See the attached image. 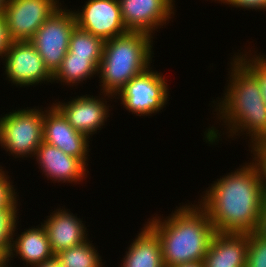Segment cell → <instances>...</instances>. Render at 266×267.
<instances>
[{
	"mask_svg": "<svg viewBox=\"0 0 266 267\" xmlns=\"http://www.w3.org/2000/svg\"><path fill=\"white\" fill-rule=\"evenodd\" d=\"M232 54L230 64L227 63L228 83L224 86L223 96L211 101L214 104L212 111L216 112L212 114L217 115L214 116L215 121L220 122L222 129L219 132L218 127L212 124L203 132V140L209 146L218 145L225 135L226 140L246 135L244 139L248 137V145L266 139V102L259 78L235 53Z\"/></svg>",
	"mask_w": 266,
	"mask_h": 267,
	"instance_id": "6da1fadb",
	"label": "cell"
},
{
	"mask_svg": "<svg viewBox=\"0 0 266 267\" xmlns=\"http://www.w3.org/2000/svg\"><path fill=\"white\" fill-rule=\"evenodd\" d=\"M242 164L213 181L197 200L215 232L251 233L258 228L266 193L255 166L249 160Z\"/></svg>",
	"mask_w": 266,
	"mask_h": 267,
	"instance_id": "7a4b0ae2",
	"label": "cell"
},
{
	"mask_svg": "<svg viewBox=\"0 0 266 267\" xmlns=\"http://www.w3.org/2000/svg\"><path fill=\"white\" fill-rule=\"evenodd\" d=\"M190 202L180 203L169 216L156 214L145 222L160 239L164 267L203 262L215 234L208 213L196 200Z\"/></svg>",
	"mask_w": 266,
	"mask_h": 267,
	"instance_id": "3957f363",
	"label": "cell"
},
{
	"mask_svg": "<svg viewBox=\"0 0 266 267\" xmlns=\"http://www.w3.org/2000/svg\"><path fill=\"white\" fill-rule=\"evenodd\" d=\"M151 35L128 31L104 42L98 69L100 92L114 97L133 78L151 67L154 42Z\"/></svg>",
	"mask_w": 266,
	"mask_h": 267,
	"instance_id": "277c9868",
	"label": "cell"
},
{
	"mask_svg": "<svg viewBox=\"0 0 266 267\" xmlns=\"http://www.w3.org/2000/svg\"><path fill=\"white\" fill-rule=\"evenodd\" d=\"M43 106L26 107L0 115V147L9 156L29 159L43 142Z\"/></svg>",
	"mask_w": 266,
	"mask_h": 267,
	"instance_id": "5b68a950",
	"label": "cell"
},
{
	"mask_svg": "<svg viewBox=\"0 0 266 267\" xmlns=\"http://www.w3.org/2000/svg\"><path fill=\"white\" fill-rule=\"evenodd\" d=\"M162 72L151 67L133 77L115 96L123 108L133 116H154L162 112L169 102L170 91ZM162 110V111H161ZM154 114V115H153Z\"/></svg>",
	"mask_w": 266,
	"mask_h": 267,
	"instance_id": "8992f818",
	"label": "cell"
},
{
	"mask_svg": "<svg viewBox=\"0 0 266 267\" xmlns=\"http://www.w3.org/2000/svg\"><path fill=\"white\" fill-rule=\"evenodd\" d=\"M64 6L66 4L56 9L29 40L52 75L57 72L67 54L70 37L76 27L72 9Z\"/></svg>",
	"mask_w": 266,
	"mask_h": 267,
	"instance_id": "52a82bcc",
	"label": "cell"
},
{
	"mask_svg": "<svg viewBox=\"0 0 266 267\" xmlns=\"http://www.w3.org/2000/svg\"><path fill=\"white\" fill-rule=\"evenodd\" d=\"M2 63L3 75L11 85L27 88L44 83L53 84V75L29 41H12Z\"/></svg>",
	"mask_w": 266,
	"mask_h": 267,
	"instance_id": "ba28073f",
	"label": "cell"
},
{
	"mask_svg": "<svg viewBox=\"0 0 266 267\" xmlns=\"http://www.w3.org/2000/svg\"><path fill=\"white\" fill-rule=\"evenodd\" d=\"M114 98L111 94L99 92L98 96L76 95L67 100L68 102L55 100L52 104L64 115L71 127L91 140L94 134L102 130L107 120H110L109 111L113 108L107 102H112Z\"/></svg>",
	"mask_w": 266,
	"mask_h": 267,
	"instance_id": "9c48e42d",
	"label": "cell"
},
{
	"mask_svg": "<svg viewBox=\"0 0 266 267\" xmlns=\"http://www.w3.org/2000/svg\"><path fill=\"white\" fill-rule=\"evenodd\" d=\"M60 0H8L3 15L12 41H29L58 9ZM63 2V3H61Z\"/></svg>",
	"mask_w": 266,
	"mask_h": 267,
	"instance_id": "30bf717a",
	"label": "cell"
},
{
	"mask_svg": "<svg viewBox=\"0 0 266 267\" xmlns=\"http://www.w3.org/2000/svg\"><path fill=\"white\" fill-rule=\"evenodd\" d=\"M176 0H119L122 19L127 31L155 36L170 23L175 13Z\"/></svg>",
	"mask_w": 266,
	"mask_h": 267,
	"instance_id": "8fae6325",
	"label": "cell"
},
{
	"mask_svg": "<svg viewBox=\"0 0 266 267\" xmlns=\"http://www.w3.org/2000/svg\"><path fill=\"white\" fill-rule=\"evenodd\" d=\"M81 9H72L76 26L104 41L125 34L119 0H87Z\"/></svg>",
	"mask_w": 266,
	"mask_h": 267,
	"instance_id": "7c38bea8",
	"label": "cell"
},
{
	"mask_svg": "<svg viewBox=\"0 0 266 267\" xmlns=\"http://www.w3.org/2000/svg\"><path fill=\"white\" fill-rule=\"evenodd\" d=\"M50 104L44 108L43 141L80 159L88 167L90 139L71 127L64 115Z\"/></svg>",
	"mask_w": 266,
	"mask_h": 267,
	"instance_id": "4fadbf2b",
	"label": "cell"
},
{
	"mask_svg": "<svg viewBox=\"0 0 266 267\" xmlns=\"http://www.w3.org/2000/svg\"><path fill=\"white\" fill-rule=\"evenodd\" d=\"M40 173L51 183L80 184L89 177L88 167L78 158L66 155L57 147L42 142L34 156Z\"/></svg>",
	"mask_w": 266,
	"mask_h": 267,
	"instance_id": "5bb4252c",
	"label": "cell"
},
{
	"mask_svg": "<svg viewBox=\"0 0 266 267\" xmlns=\"http://www.w3.org/2000/svg\"><path fill=\"white\" fill-rule=\"evenodd\" d=\"M18 220L19 217L12 231L7 267H13L10 262L17 257L20 262L23 261L22 264L25 267H32L52 259L55 255L51 250L49 238L42 222L40 223L41 225L25 228L23 232L18 233L17 227H19L18 224L20 222Z\"/></svg>",
	"mask_w": 266,
	"mask_h": 267,
	"instance_id": "9a60e30c",
	"label": "cell"
},
{
	"mask_svg": "<svg viewBox=\"0 0 266 267\" xmlns=\"http://www.w3.org/2000/svg\"><path fill=\"white\" fill-rule=\"evenodd\" d=\"M50 215L43 220L51 250L54 255L71 247H75L87 241L89 238L88 229L83 218L73 214L65 206L50 210Z\"/></svg>",
	"mask_w": 266,
	"mask_h": 267,
	"instance_id": "2e32d148",
	"label": "cell"
},
{
	"mask_svg": "<svg viewBox=\"0 0 266 267\" xmlns=\"http://www.w3.org/2000/svg\"><path fill=\"white\" fill-rule=\"evenodd\" d=\"M248 233L215 232L203 259L204 267H246Z\"/></svg>",
	"mask_w": 266,
	"mask_h": 267,
	"instance_id": "e0dca14e",
	"label": "cell"
},
{
	"mask_svg": "<svg viewBox=\"0 0 266 267\" xmlns=\"http://www.w3.org/2000/svg\"><path fill=\"white\" fill-rule=\"evenodd\" d=\"M142 226L128 245L119 267H164L159 237L146 223Z\"/></svg>",
	"mask_w": 266,
	"mask_h": 267,
	"instance_id": "ac0fdd59",
	"label": "cell"
},
{
	"mask_svg": "<svg viewBox=\"0 0 266 267\" xmlns=\"http://www.w3.org/2000/svg\"><path fill=\"white\" fill-rule=\"evenodd\" d=\"M98 69L99 66L90 57L75 56L68 51L59 69L53 75V84L60 83L59 85L63 87L67 85L66 87L69 88L73 86L77 88L88 79L97 77Z\"/></svg>",
	"mask_w": 266,
	"mask_h": 267,
	"instance_id": "d6986e66",
	"label": "cell"
},
{
	"mask_svg": "<svg viewBox=\"0 0 266 267\" xmlns=\"http://www.w3.org/2000/svg\"><path fill=\"white\" fill-rule=\"evenodd\" d=\"M91 242L93 240L88 239L80 245L63 250L55 258L62 267H105L104 259Z\"/></svg>",
	"mask_w": 266,
	"mask_h": 267,
	"instance_id": "ffe728a7",
	"label": "cell"
},
{
	"mask_svg": "<svg viewBox=\"0 0 266 267\" xmlns=\"http://www.w3.org/2000/svg\"><path fill=\"white\" fill-rule=\"evenodd\" d=\"M104 40L76 26L71 34L68 51L75 56L90 57L100 65Z\"/></svg>",
	"mask_w": 266,
	"mask_h": 267,
	"instance_id": "44dd1931",
	"label": "cell"
},
{
	"mask_svg": "<svg viewBox=\"0 0 266 267\" xmlns=\"http://www.w3.org/2000/svg\"><path fill=\"white\" fill-rule=\"evenodd\" d=\"M251 49L242 50V52L240 49L237 53L234 51L233 53H235L258 76L261 92L266 102V59L257 54L255 48L251 47Z\"/></svg>",
	"mask_w": 266,
	"mask_h": 267,
	"instance_id": "7402d4cb",
	"label": "cell"
},
{
	"mask_svg": "<svg viewBox=\"0 0 266 267\" xmlns=\"http://www.w3.org/2000/svg\"><path fill=\"white\" fill-rule=\"evenodd\" d=\"M246 267H266V239L256 231L248 233Z\"/></svg>",
	"mask_w": 266,
	"mask_h": 267,
	"instance_id": "603a6c76",
	"label": "cell"
},
{
	"mask_svg": "<svg viewBox=\"0 0 266 267\" xmlns=\"http://www.w3.org/2000/svg\"><path fill=\"white\" fill-rule=\"evenodd\" d=\"M8 174L9 171L0 165V209H18L20 207L19 193L13 185L14 180L10 178L12 176Z\"/></svg>",
	"mask_w": 266,
	"mask_h": 267,
	"instance_id": "cb8c5ba5",
	"label": "cell"
},
{
	"mask_svg": "<svg viewBox=\"0 0 266 267\" xmlns=\"http://www.w3.org/2000/svg\"><path fill=\"white\" fill-rule=\"evenodd\" d=\"M19 209H0V251L8 257L12 231L18 217Z\"/></svg>",
	"mask_w": 266,
	"mask_h": 267,
	"instance_id": "d4e9b609",
	"label": "cell"
},
{
	"mask_svg": "<svg viewBox=\"0 0 266 267\" xmlns=\"http://www.w3.org/2000/svg\"><path fill=\"white\" fill-rule=\"evenodd\" d=\"M248 150L252 159L250 162L255 166L259 173V178L266 193V139L258 140L248 145Z\"/></svg>",
	"mask_w": 266,
	"mask_h": 267,
	"instance_id": "484cf974",
	"label": "cell"
},
{
	"mask_svg": "<svg viewBox=\"0 0 266 267\" xmlns=\"http://www.w3.org/2000/svg\"><path fill=\"white\" fill-rule=\"evenodd\" d=\"M219 5L225 4L226 6L229 5V7L233 8H239L240 10L245 9L246 10H255V11H266V0H220Z\"/></svg>",
	"mask_w": 266,
	"mask_h": 267,
	"instance_id": "4316f807",
	"label": "cell"
},
{
	"mask_svg": "<svg viewBox=\"0 0 266 267\" xmlns=\"http://www.w3.org/2000/svg\"><path fill=\"white\" fill-rule=\"evenodd\" d=\"M12 40L8 33L7 22L3 14H0V63L2 62Z\"/></svg>",
	"mask_w": 266,
	"mask_h": 267,
	"instance_id": "83f0119b",
	"label": "cell"
},
{
	"mask_svg": "<svg viewBox=\"0 0 266 267\" xmlns=\"http://www.w3.org/2000/svg\"><path fill=\"white\" fill-rule=\"evenodd\" d=\"M256 232L264 239H266V196L263 203L262 211L260 214L259 225Z\"/></svg>",
	"mask_w": 266,
	"mask_h": 267,
	"instance_id": "f1b7e54d",
	"label": "cell"
},
{
	"mask_svg": "<svg viewBox=\"0 0 266 267\" xmlns=\"http://www.w3.org/2000/svg\"><path fill=\"white\" fill-rule=\"evenodd\" d=\"M32 267H62V266L54 256L52 259L44 261L41 264H37Z\"/></svg>",
	"mask_w": 266,
	"mask_h": 267,
	"instance_id": "f546056e",
	"label": "cell"
},
{
	"mask_svg": "<svg viewBox=\"0 0 266 267\" xmlns=\"http://www.w3.org/2000/svg\"><path fill=\"white\" fill-rule=\"evenodd\" d=\"M172 267H204V266L202 262H191V263L179 264Z\"/></svg>",
	"mask_w": 266,
	"mask_h": 267,
	"instance_id": "4dcf8cb0",
	"label": "cell"
},
{
	"mask_svg": "<svg viewBox=\"0 0 266 267\" xmlns=\"http://www.w3.org/2000/svg\"><path fill=\"white\" fill-rule=\"evenodd\" d=\"M0 267H7V257L0 251Z\"/></svg>",
	"mask_w": 266,
	"mask_h": 267,
	"instance_id": "1f68e13d",
	"label": "cell"
},
{
	"mask_svg": "<svg viewBox=\"0 0 266 267\" xmlns=\"http://www.w3.org/2000/svg\"><path fill=\"white\" fill-rule=\"evenodd\" d=\"M8 0H0V14H3L4 7L7 5Z\"/></svg>",
	"mask_w": 266,
	"mask_h": 267,
	"instance_id": "d6a6232c",
	"label": "cell"
},
{
	"mask_svg": "<svg viewBox=\"0 0 266 267\" xmlns=\"http://www.w3.org/2000/svg\"><path fill=\"white\" fill-rule=\"evenodd\" d=\"M259 52L257 54H259L262 58H265L266 59V54L265 53H261V51H259Z\"/></svg>",
	"mask_w": 266,
	"mask_h": 267,
	"instance_id": "836d02e7",
	"label": "cell"
},
{
	"mask_svg": "<svg viewBox=\"0 0 266 267\" xmlns=\"http://www.w3.org/2000/svg\"><path fill=\"white\" fill-rule=\"evenodd\" d=\"M211 1H212V2L214 1V3H215V2H217V3H218L220 0H211Z\"/></svg>",
	"mask_w": 266,
	"mask_h": 267,
	"instance_id": "e575fe53",
	"label": "cell"
}]
</instances>
